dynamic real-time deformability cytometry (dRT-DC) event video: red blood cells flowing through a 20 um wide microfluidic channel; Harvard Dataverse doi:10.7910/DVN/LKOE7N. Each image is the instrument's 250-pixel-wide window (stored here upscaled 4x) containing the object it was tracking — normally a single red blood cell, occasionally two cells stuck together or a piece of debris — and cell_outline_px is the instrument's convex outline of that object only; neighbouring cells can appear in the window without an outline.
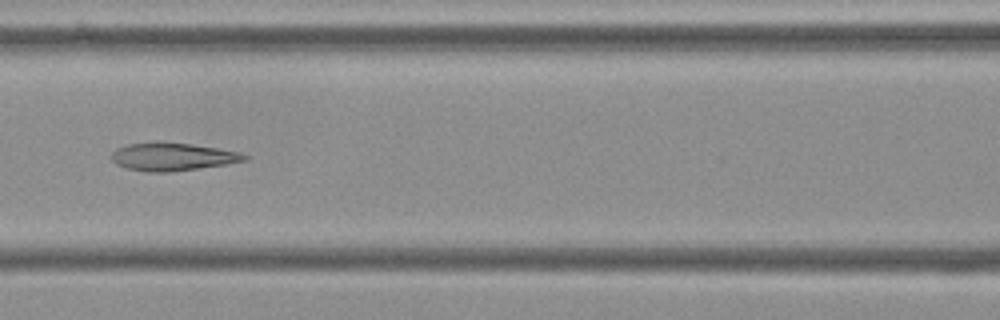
{"species": "Egyptian fruit bat (a non-hibernating species)", "species_latin": "Rousettus aegyptiacus", "temperature_condition": "cold", "stored_images_in_passage": 8, "camera_frame_rate_fps": 3000, "um_per_image_px": 0.085, "frame": {"image": 1, "passage_image": 6, "time_ms": 1.667, "image_size_px": [1000, 320], "cell_outline_px": [[248, 160], [200, 168], [172, 172], [148, 172], [128, 168], [116, 164], [112, 160], [112, 152], [116, 148], [128, 144], [152, 140], [160, 140], [192, 144], [240, 152], [248, 156]], "centroid_in_image_um": [14.63, 13.29], "position_along_channel_um": 152.0, "area_um2": 21.96}}
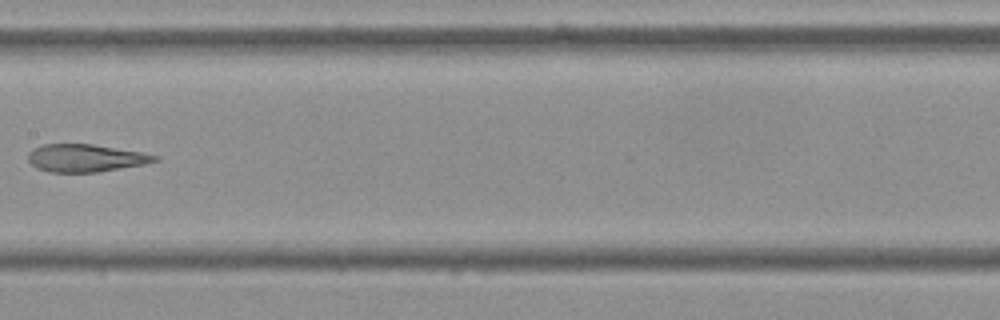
{"frame": {"image": 2, "passage_image": 7, "time_ms": 2.0, "image_size_px": [1000, 320], "cell_outline_px": [[160, 160], [144, 164], [96, 172], [48, 172], [36, 168], [28, 160], [28, 152], [32, 148], [44, 144], [92, 144], [140, 152], [160, 156]], "centroid_in_image_um": [7.24, 13.43], "position_along_channel_um": 200.2, "area_um2": 20.35}}
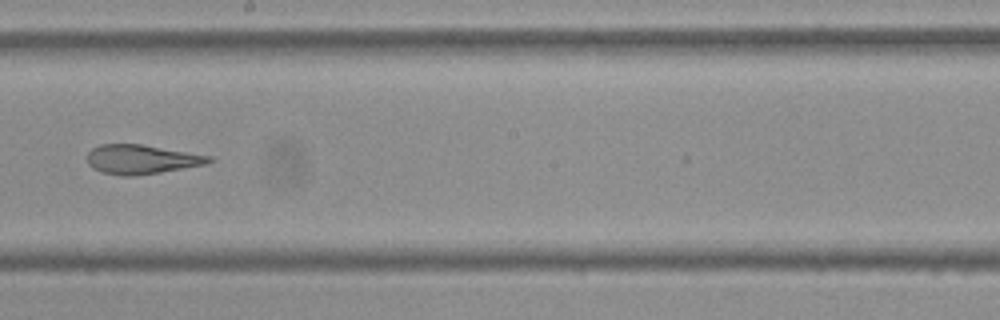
{"frame": {"image": 3, "passage_image": 8, "time_ms": 2.333, "image_size_px": [1000, 320], "cell_outline_px": [[216, 160], [208, 164], [136, 176], [120, 176], [104, 172], [92, 168], [88, 164], [88, 152], [92, 148], [100, 144], [140, 144], [212, 156]], "centroid_in_image_um": [12.05, 13.55], "position_along_channel_um": 236.1, "area_um2": 20.81}}